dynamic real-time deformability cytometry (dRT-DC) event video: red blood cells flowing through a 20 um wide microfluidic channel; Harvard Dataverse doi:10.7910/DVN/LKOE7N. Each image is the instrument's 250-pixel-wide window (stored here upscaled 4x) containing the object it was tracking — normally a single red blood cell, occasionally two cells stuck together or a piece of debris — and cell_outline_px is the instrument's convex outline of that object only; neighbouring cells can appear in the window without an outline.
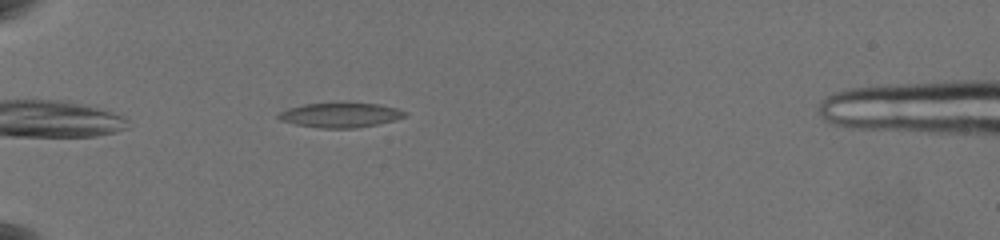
{"species": "common noctule bat (a hibernating species)", "species_latin": "Nyctalus noctula", "temperature_condition": "warm", "stored_images_in_passage": 47, "camera_frame_rate_fps": 3000, "um_per_image_px": 0.085, "animal": {"sex": "female", "body_mass_g": 19.5, "forearm_length_mm": 54.1}, "frame": {"image": 1, "passage_image": 5, "time_ms": 1.333, "image_size_px": [1000, 240], "cell_outline_px": [[408, 112], [404, 116], [396, 120], [356, 128], [320, 128], [296, 124], [280, 120], [276, 116], [280, 112], [288, 108], [304, 104], [376, 104], [396, 108]], "centroid_in_image_um": [28.92, 9.8], "position_along_channel_um": 56.1, "area_um2": 17.74}}
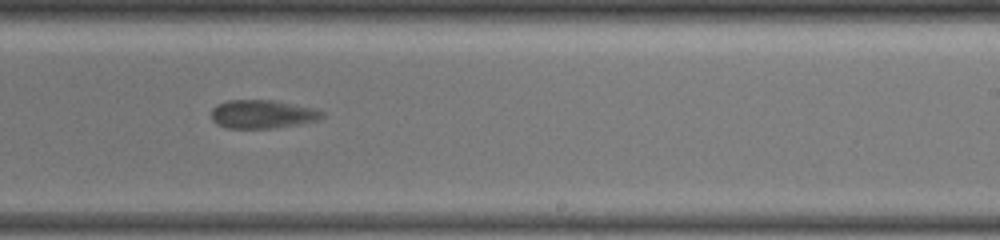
{"frame": {"image": 2, "passage_image": 23, "time_ms": 8.0, "image_size_px": [1000, 240], "cell_outline_px": [[324, 116], [320, 120], [300, 124], [272, 128], [224, 128], [216, 124], [212, 120], [212, 108], [216, 104], [228, 100], [276, 100], [312, 108], [324, 112]], "centroid_in_image_um": [22.29, 9.7], "position_along_channel_um": 266.7, "area_um2": 18.55}}
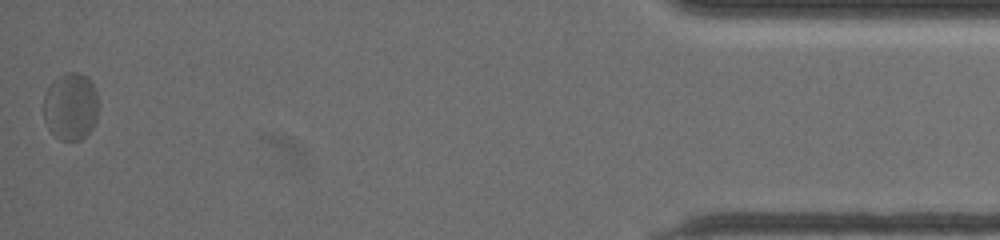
{"frame": {"image": 3, "passage_image": 46, "time_ms": 14.667, "image_size_px": [1000, 240], "cell_outline_px": [[96, 120], [92, 128], [80, 140], [60, 140], [48, 128], [44, 120], [44, 96], [52, 80], [64, 72], [80, 72], [88, 76], [96, 92]], "centroid_in_image_um": [5.98, 9.02], "position_along_channel_um": 429.2, "area_um2": 21.5}}